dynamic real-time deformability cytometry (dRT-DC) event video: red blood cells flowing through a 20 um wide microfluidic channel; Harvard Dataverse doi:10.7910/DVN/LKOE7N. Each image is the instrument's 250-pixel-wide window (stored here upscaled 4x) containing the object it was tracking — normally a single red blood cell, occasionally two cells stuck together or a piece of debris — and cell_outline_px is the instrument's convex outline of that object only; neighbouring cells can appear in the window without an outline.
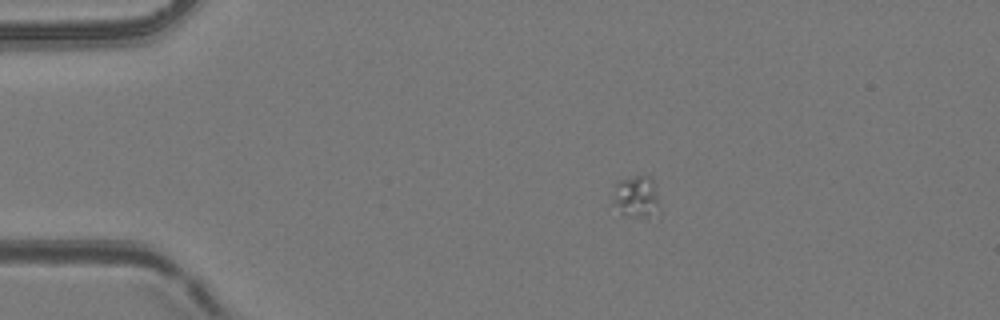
{"species": "common noctule bat (a hibernating species)", "species_latin": "Nyctalus noctula", "temperature_condition": "room temperature", "stored_images_in_passage": 49, "camera_frame_rate_fps": 3000, "um_per_image_px": 0.085, "animal": {"sex": "female", "body_mass_g": 24.6, "forearm_length_mm": 56.2}, "frame": {"image": 1, "passage_image": 12, "time_ms": 3.667, "image_size_px": [1000, 320], "cell_outline_px": [[656, 204], [648, 220], [620, 216], [612, 204], [612, 200], [616, 184], [620, 180], [636, 176], [648, 176], [656, 184]], "centroid_in_image_um": [53.99, 16.78], "position_along_channel_um": 31.0, "area_um2": 11.44}}